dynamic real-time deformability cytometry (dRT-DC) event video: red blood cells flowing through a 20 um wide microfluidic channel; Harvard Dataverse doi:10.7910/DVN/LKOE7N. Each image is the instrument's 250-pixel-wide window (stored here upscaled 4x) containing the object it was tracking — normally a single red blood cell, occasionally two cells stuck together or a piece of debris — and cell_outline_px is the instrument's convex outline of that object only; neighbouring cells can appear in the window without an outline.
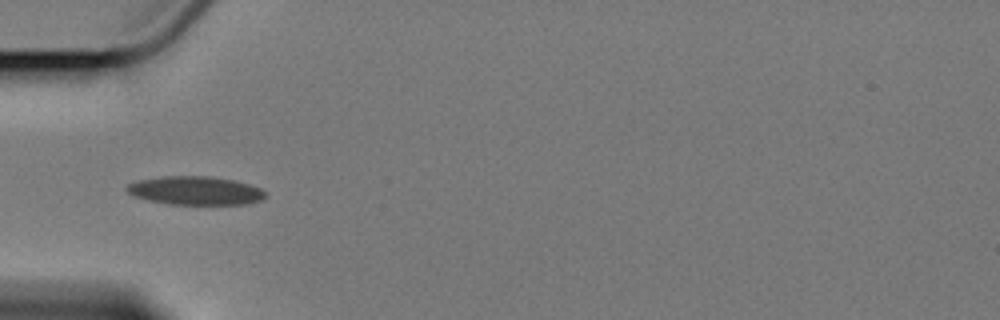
{"species": "Egyptian fruit bat (a non-hibernating species)", "species_latin": "Rousettus aegyptiacus", "temperature_condition": "cold", "stored_images_in_passage": 10, "camera_frame_rate_fps": 3000, "um_per_image_px": 0.085, "animal": {"sex": "female"}, "frame": {"image": 1, "passage_image": 2, "time_ms": 1.333, "image_size_px": [1000, 320], "cell_outline_px": [[268, 192], [260, 200], [248, 204], [168, 204], [148, 200], [132, 196], [124, 188], [128, 184], [140, 180], [164, 176], [208, 176], [232, 180], [248, 184], [260, 188]], "centroid_in_image_um": [16.58, 16.2], "position_along_channel_um": 68.4, "area_um2": 22.95}}
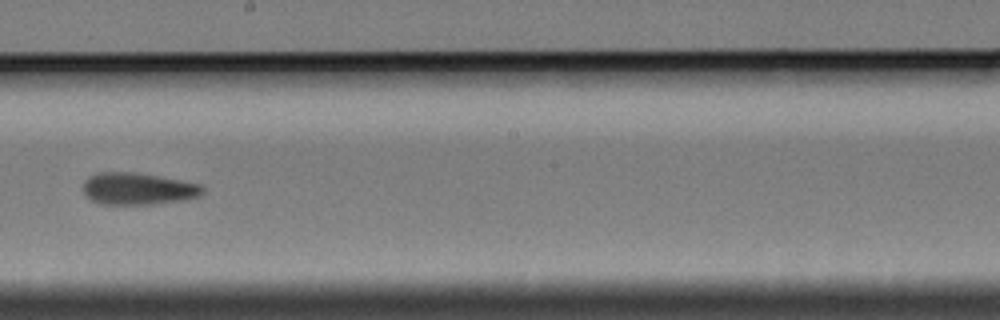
{"frame": {"image": 2, "passage_image": 6, "time_ms": 6.333, "image_size_px": [1000, 320], "cell_outline_px": [[204, 192], [200, 196], [188, 200], [152, 204], [100, 204], [92, 200], [84, 192], [84, 180], [88, 176], [96, 172], [140, 172], [200, 184], [204, 188]], "centroid_in_image_um": [11.75, 16.03], "position_along_channel_um": 236.4, "area_um2": 22.54}}
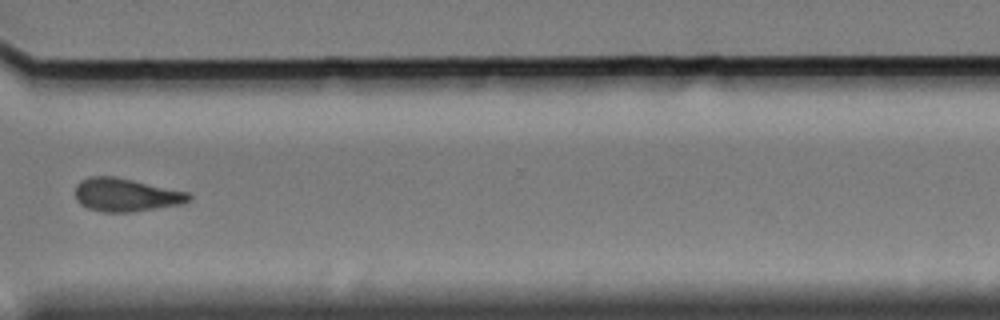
{"frame": {"image": 3, "passage_image": 9, "time_ms": 10.0, "image_size_px": [1000, 320], "cell_outline_px": [[192, 200], [180, 204], [132, 212], [100, 212], [88, 208], [80, 204], [76, 200], [76, 184], [80, 180], [92, 176], [112, 176], [132, 180], [188, 192], [192, 196]], "centroid_in_image_um": [10.68, 16.57], "position_along_channel_um": 359.9, "area_um2": 21.91}, "authors_computed_cell_mechanics": {"area_um2": 22.542, "velocity_mm_per_s": 3.3769, "shape_relaxation_time_tau1_ms": 7.9192, "shape_relaxation_time_tau2_ms": null, "deformation_change_tau1": 0.1228, "deformation_change_tau2": null}}